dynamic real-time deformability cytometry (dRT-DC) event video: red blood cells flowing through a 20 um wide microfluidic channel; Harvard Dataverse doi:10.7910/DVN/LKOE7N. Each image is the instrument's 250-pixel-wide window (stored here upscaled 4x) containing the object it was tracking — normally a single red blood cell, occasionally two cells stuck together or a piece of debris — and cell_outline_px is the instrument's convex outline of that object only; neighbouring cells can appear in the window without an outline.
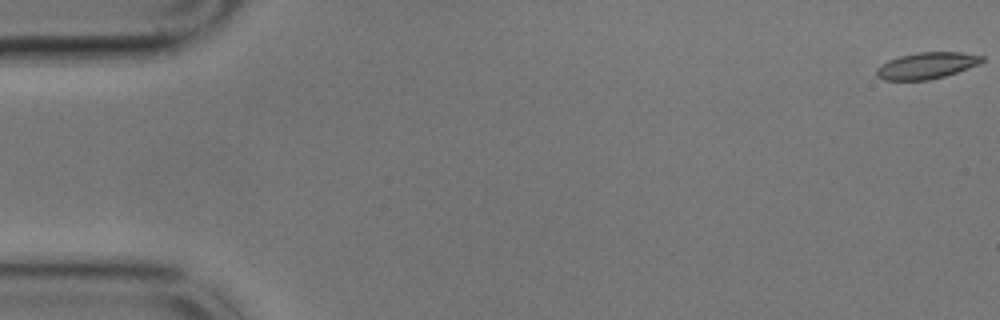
{"species": "common noctule bat (a hibernating species)", "species_latin": "Nyctalus noctula", "temperature_condition": "cold", "stored_images_in_passage": 59, "camera_frame_rate_fps": 3000, "um_per_image_px": 0.085, "animal": {"sex": "male", "body_mass_g": 17.9}, "frame": {"image": 1, "passage_image": 1, "time_ms": 0.0, "image_size_px": [1000, 320], "cell_outline_px": [[984, 60], [980, 64], [944, 76], [928, 80], [884, 80], [876, 76], [876, 68], [880, 64], [888, 60], [900, 56], [916, 52], [964, 52], [984, 56]], "centroid_in_image_um": [78.75, 5.57], "position_along_channel_um": 6.2, "area_um2": 16.36}}
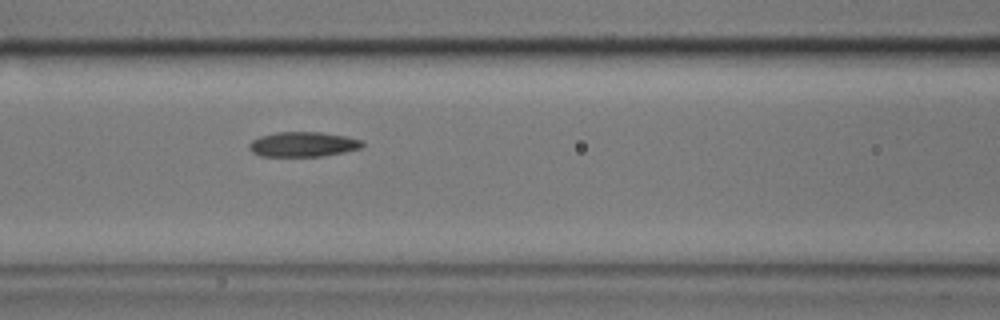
{"frame": {"image": 2, "passage_image": 25, "time_ms": 8.0, "image_size_px": [1000, 320], "cell_outline_px": [[364, 144], [360, 148], [344, 152], [320, 156], [260, 156], [252, 152], [248, 148], [248, 144], [252, 140], [260, 136], [276, 132], [320, 132], [344, 136], [364, 140]], "centroid_in_image_um": [25.73, 12.26], "position_along_channel_um": 140.9, "area_um2": 16.42}}
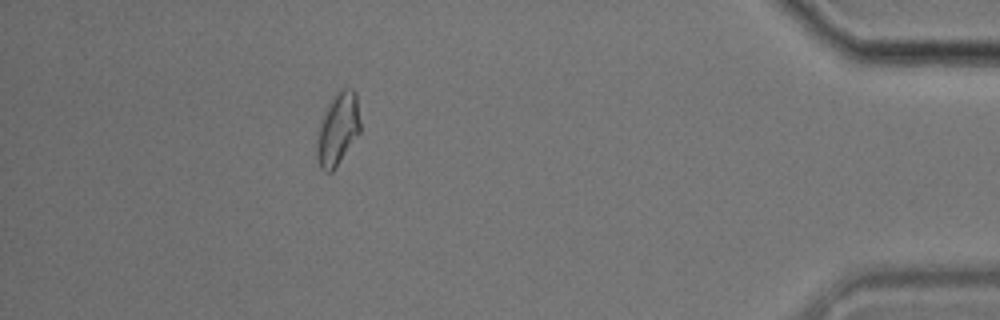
{"frame": {"image": 3, "passage_image": 53, "time_ms": 17.333, "image_size_px": [1000, 320], "cell_outline_px": [[360, 132], [336, 168], [332, 172], [324, 172], [320, 168], [316, 156], [316, 132], [320, 120], [328, 104], [340, 88], [352, 88], [356, 92], [360, 120]], "centroid_in_image_um": [28.69, 10.99], "position_along_channel_um": 406.5, "area_um2": 18.73}, "authors_computed_cell_mechanics": {"area_um2": 16.7042, "velocity_mm_per_s": 3.4005, "shape_relaxation_time_tau1_ms": 8.9923, "shape_relaxation_time_tau2_ms": null, "deformation_change_tau1": 0.172, "deformation_change_tau2": null}}